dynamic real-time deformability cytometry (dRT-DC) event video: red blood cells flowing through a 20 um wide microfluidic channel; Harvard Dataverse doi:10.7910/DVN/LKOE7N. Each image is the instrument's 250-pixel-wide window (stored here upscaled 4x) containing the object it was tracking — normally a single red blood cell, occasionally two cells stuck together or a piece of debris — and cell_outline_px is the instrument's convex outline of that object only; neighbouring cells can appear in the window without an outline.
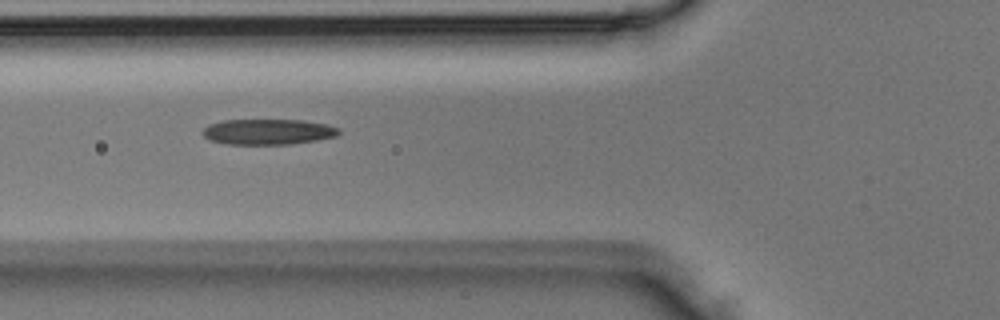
{"species": "Egyptian fruit bat (a non-hibernating species)", "species_latin": "Rousettus aegyptiacus", "temperature_condition": "room temperature", "stored_images_in_passage": 4, "camera_frame_rate_fps": 3000, "um_per_image_px": 0.085, "animal": {"sex": "male"}, "frame": {"image": 1, "passage_image": 4, "time_ms": 1.0, "image_size_px": [1000, 320], "cell_outline_px": [[340, 132], [336, 136], [316, 140], [292, 144], [224, 144], [208, 140], [200, 132], [208, 124], [224, 120], [304, 120], [328, 124], [340, 128]], "centroid_in_image_um": [22.76, 11.2], "position_along_channel_um": 103.0, "area_um2": 20.52}}